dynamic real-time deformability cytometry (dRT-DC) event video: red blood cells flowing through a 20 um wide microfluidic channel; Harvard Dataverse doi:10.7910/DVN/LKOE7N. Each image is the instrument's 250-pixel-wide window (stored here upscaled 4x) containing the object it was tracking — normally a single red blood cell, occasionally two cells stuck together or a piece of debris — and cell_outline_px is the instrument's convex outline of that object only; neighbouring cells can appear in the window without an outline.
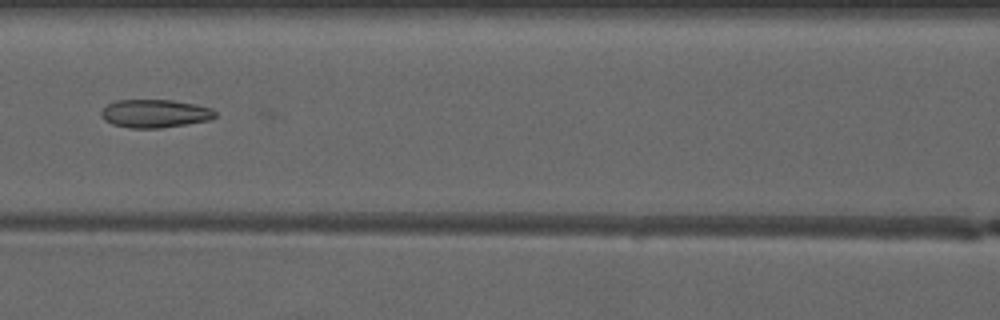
{"species": "common noctule bat (a hibernating species)", "species_latin": "Nyctalus noctula", "temperature_condition": "warm", "stored_images_in_passage": 8, "camera_frame_rate_fps": 3000, "um_per_image_px": 0.085, "animal": {"sex": "male", "forearm_length_mm": 52.5}, "frame": {"image": 1, "passage_image": 8, "time_ms": 8.0, "image_size_px": [1000, 320], "cell_outline_px": [[216, 116], [212, 120], [188, 124], [160, 128], [128, 128], [112, 124], [104, 120], [100, 116], [100, 112], [108, 104], [116, 100], [172, 100], [196, 104], [212, 108], [216, 112]], "centroid_in_image_um": [13.18, 9.65], "position_along_channel_um": 153.4, "area_um2": 18.96}}